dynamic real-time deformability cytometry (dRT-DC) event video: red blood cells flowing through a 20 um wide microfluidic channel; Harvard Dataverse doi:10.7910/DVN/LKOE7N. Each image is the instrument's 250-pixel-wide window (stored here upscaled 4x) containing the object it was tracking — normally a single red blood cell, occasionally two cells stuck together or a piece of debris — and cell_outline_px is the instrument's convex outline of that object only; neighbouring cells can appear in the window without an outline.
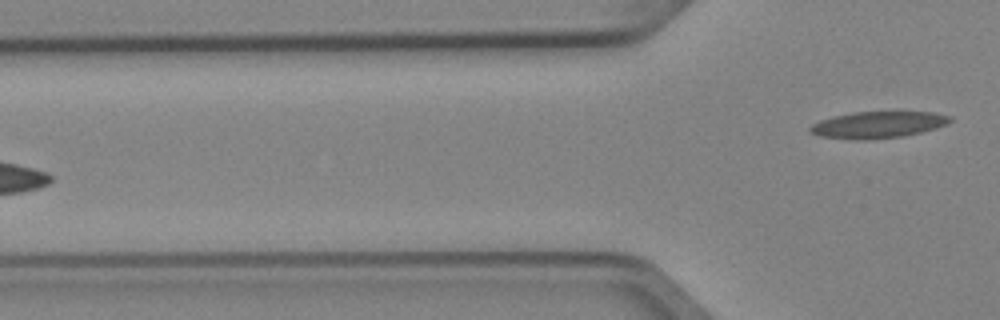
{"species": "Egyptian fruit bat (a non-hibernating species)", "species_latin": "Rousettus aegyptiacus", "temperature_condition": "cold", "stored_images_in_passage": 5, "camera_frame_rate_fps": 3000, "um_per_image_px": 0.085, "animal": {"sex": "female"}, "frame": {"image": 1, "passage_image": 5, "time_ms": 1.333, "image_size_px": [1000, 320], "cell_outline_px": [[952, 120], [948, 124], [936, 128], [904, 136], [868, 140], [856, 140], [820, 136], [808, 132], [808, 128], [812, 124], [820, 120], [832, 116], [852, 112], [932, 112], [952, 116]], "centroid_in_image_um": [74.6, 10.61], "position_along_channel_um": 51.2, "area_um2": 21.91}}